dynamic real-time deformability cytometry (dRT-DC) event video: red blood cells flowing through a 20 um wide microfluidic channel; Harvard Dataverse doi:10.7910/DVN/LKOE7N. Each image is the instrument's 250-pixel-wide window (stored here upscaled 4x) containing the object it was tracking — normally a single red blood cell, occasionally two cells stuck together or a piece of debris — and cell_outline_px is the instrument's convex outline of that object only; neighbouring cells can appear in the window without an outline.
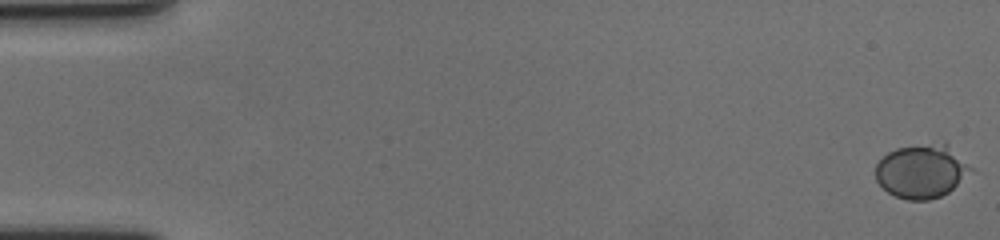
{"species": "human", "species_latin": "Homo sapiens", "temperature_condition": "cold", "stored_images_in_passage": 60, "camera_frame_rate_fps": 3000, "um_per_image_px": 0.085, "donor": {"sex": "female"}, "frame": {"image": 1, "passage_image": 1, "time_ms": 0.0, "image_size_px": [1000, 240], "cell_outline_px": [[972, 168], [948, 192], [940, 196], [928, 200], [908, 200], [896, 196], [888, 192], [876, 180], [876, 164], [888, 152], [896, 148], [944, 140], [948, 140]], "centroid_in_image_um": [78.34, 14.49], "position_along_channel_um": 6.7, "area_um2": 29.94}}
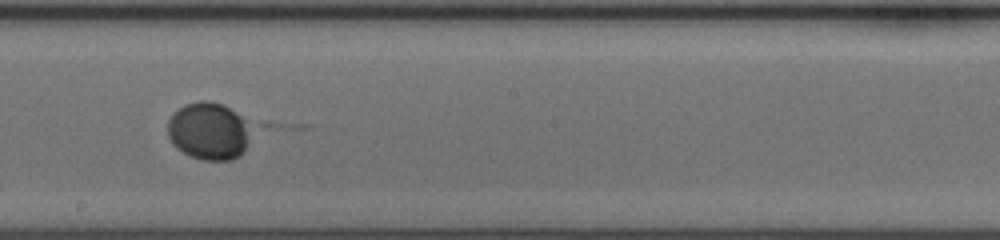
{"frame": {"image": 2, "passage_image": 35, "time_ms": 11.333, "image_size_px": [1000, 240], "cell_outline_px": [[252, 124], [244, 152], [240, 156], [232, 160], [204, 160], [192, 156], [176, 148], [172, 144], [168, 136], [168, 120], [172, 112], [184, 104], [200, 100], [208, 100], [224, 104], [248, 120]], "centroid_in_image_um": [17.75, 11.11], "position_along_channel_um": 230.5, "area_um2": 28.44}}
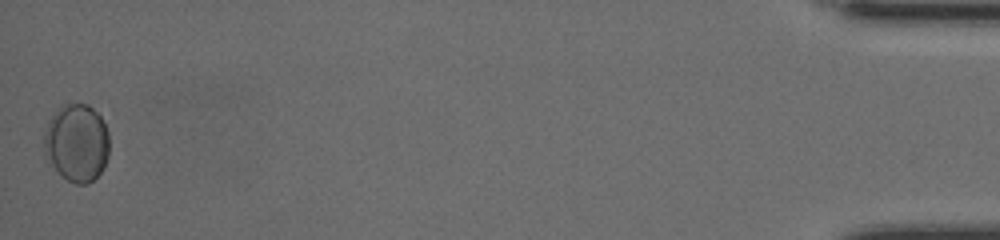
{"frame": {"image": 3, "passage_image": 60, "time_ms": 19.667, "image_size_px": [1000, 240], "cell_outline_px": [[108, 156], [104, 168], [88, 184], [76, 184], [68, 180], [44, 156], [44, 132], [48, 120], [60, 104], [88, 104], [100, 112], [108, 132]], "centroid_in_image_um": [6.53, 12.09], "position_along_channel_um": 428.7, "area_um2": 29.82}}